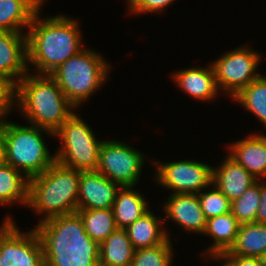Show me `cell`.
I'll return each instance as SVG.
<instances>
[{"instance_id":"cell-21","label":"cell","mask_w":266,"mask_h":266,"mask_svg":"<svg viewBox=\"0 0 266 266\" xmlns=\"http://www.w3.org/2000/svg\"><path fill=\"white\" fill-rule=\"evenodd\" d=\"M133 188L120 187L116 194L112 212L117 228L125 229L150 209L145 197Z\"/></svg>"},{"instance_id":"cell-13","label":"cell","mask_w":266,"mask_h":266,"mask_svg":"<svg viewBox=\"0 0 266 266\" xmlns=\"http://www.w3.org/2000/svg\"><path fill=\"white\" fill-rule=\"evenodd\" d=\"M29 70L26 32H0V76L17 85Z\"/></svg>"},{"instance_id":"cell-27","label":"cell","mask_w":266,"mask_h":266,"mask_svg":"<svg viewBox=\"0 0 266 266\" xmlns=\"http://www.w3.org/2000/svg\"><path fill=\"white\" fill-rule=\"evenodd\" d=\"M260 204V180L231 202L230 212L240 224L255 223Z\"/></svg>"},{"instance_id":"cell-23","label":"cell","mask_w":266,"mask_h":266,"mask_svg":"<svg viewBox=\"0 0 266 266\" xmlns=\"http://www.w3.org/2000/svg\"><path fill=\"white\" fill-rule=\"evenodd\" d=\"M266 252V224H240L234 245L222 255L259 258Z\"/></svg>"},{"instance_id":"cell-8","label":"cell","mask_w":266,"mask_h":266,"mask_svg":"<svg viewBox=\"0 0 266 266\" xmlns=\"http://www.w3.org/2000/svg\"><path fill=\"white\" fill-rule=\"evenodd\" d=\"M260 57L261 54L257 51L241 46L212 61L218 89L222 88L233 98L241 89L261 76L256 72L262 60Z\"/></svg>"},{"instance_id":"cell-10","label":"cell","mask_w":266,"mask_h":266,"mask_svg":"<svg viewBox=\"0 0 266 266\" xmlns=\"http://www.w3.org/2000/svg\"><path fill=\"white\" fill-rule=\"evenodd\" d=\"M0 266H45L41 240L33 228L20 232L12 217L0 226Z\"/></svg>"},{"instance_id":"cell-20","label":"cell","mask_w":266,"mask_h":266,"mask_svg":"<svg viewBox=\"0 0 266 266\" xmlns=\"http://www.w3.org/2000/svg\"><path fill=\"white\" fill-rule=\"evenodd\" d=\"M161 216H155L150 209L125 228L127 236L135 249L162 244L169 233L163 228ZM162 225V226H161Z\"/></svg>"},{"instance_id":"cell-31","label":"cell","mask_w":266,"mask_h":266,"mask_svg":"<svg viewBox=\"0 0 266 266\" xmlns=\"http://www.w3.org/2000/svg\"><path fill=\"white\" fill-rule=\"evenodd\" d=\"M173 1L175 0H127V5L131 14L159 13Z\"/></svg>"},{"instance_id":"cell-36","label":"cell","mask_w":266,"mask_h":266,"mask_svg":"<svg viewBox=\"0 0 266 266\" xmlns=\"http://www.w3.org/2000/svg\"><path fill=\"white\" fill-rule=\"evenodd\" d=\"M220 266H229V265L224 261V263H222V265Z\"/></svg>"},{"instance_id":"cell-15","label":"cell","mask_w":266,"mask_h":266,"mask_svg":"<svg viewBox=\"0 0 266 266\" xmlns=\"http://www.w3.org/2000/svg\"><path fill=\"white\" fill-rule=\"evenodd\" d=\"M229 156L254 178L266 177V135L253 134L230 144Z\"/></svg>"},{"instance_id":"cell-3","label":"cell","mask_w":266,"mask_h":266,"mask_svg":"<svg viewBox=\"0 0 266 266\" xmlns=\"http://www.w3.org/2000/svg\"><path fill=\"white\" fill-rule=\"evenodd\" d=\"M16 106L30 125L53 133L77 110L50 75L29 73L17 83Z\"/></svg>"},{"instance_id":"cell-6","label":"cell","mask_w":266,"mask_h":266,"mask_svg":"<svg viewBox=\"0 0 266 266\" xmlns=\"http://www.w3.org/2000/svg\"><path fill=\"white\" fill-rule=\"evenodd\" d=\"M110 67L98 52L84 48L49 75L77 108L107 81Z\"/></svg>"},{"instance_id":"cell-17","label":"cell","mask_w":266,"mask_h":266,"mask_svg":"<svg viewBox=\"0 0 266 266\" xmlns=\"http://www.w3.org/2000/svg\"><path fill=\"white\" fill-rule=\"evenodd\" d=\"M173 80L186 94L205 102L217 97L218 86L212 64L209 67H190L173 73Z\"/></svg>"},{"instance_id":"cell-7","label":"cell","mask_w":266,"mask_h":266,"mask_svg":"<svg viewBox=\"0 0 266 266\" xmlns=\"http://www.w3.org/2000/svg\"><path fill=\"white\" fill-rule=\"evenodd\" d=\"M62 146L55 153L56 161L78 171H96L99 164V150L103 141L79 117L73 113L55 132Z\"/></svg>"},{"instance_id":"cell-1","label":"cell","mask_w":266,"mask_h":266,"mask_svg":"<svg viewBox=\"0 0 266 266\" xmlns=\"http://www.w3.org/2000/svg\"><path fill=\"white\" fill-rule=\"evenodd\" d=\"M39 9L27 30L28 64L37 75H49L68 58L84 49L79 25L64 15L40 18Z\"/></svg>"},{"instance_id":"cell-25","label":"cell","mask_w":266,"mask_h":266,"mask_svg":"<svg viewBox=\"0 0 266 266\" xmlns=\"http://www.w3.org/2000/svg\"><path fill=\"white\" fill-rule=\"evenodd\" d=\"M86 233L100 245L116 229L112 209H77Z\"/></svg>"},{"instance_id":"cell-30","label":"cell","mask_w":266,"mask_h":266,"mask_svg":"<svg viewBox=\"0 0 266 266\" xmlns=\"http://www.w3.org/2000/svg\"><path fill=\"white\" fill-rule=\"evenodd\" d=\"M17 85L5 76H0V122L16 105Z\"/></svg>"},{"instance_id":"cell-14","label":"cell","mask_w":266,"mask_h":266,"mask_svg":"<svg viewBox=\"0 0 266 266\" xmlns=\"http://www.w3.org/2000/svg\"><path fill=\"white\" fill-rule=\"evenodd\" d=\"M164 204V220L171 219L186 231L203 235L207 219L201 209L198 194L172 193Z\"/></svg>"},{"instance_id":"cell-32","label":"cell","mask_w":266,"mask_h":266,"mask_svg":"<svg viewBox=\"0 0 266 266\" xmlns=\"http://www.w3.org/2000/svg\"><path fill=\"white\" fill-rule=\"evenodd\" d=\"M210 259L224 260L229 266H262L259 258L241 257L238 255H221L220 257H209Z\"/></svg>"},{"instance_id":"cell-26","label":"cell","mask_w":266,"mask_h":266,"mask_svg":"<svg viewBox=\"0 0 266 266\" xmlns=\"http://www.w3.org/2000/svg\"><path fill=\"white\" fill-rule=\"evenodd\" d=\"M266 126V77L261 75L233 98Z\"/></svg>"},{"instance_id":"cell-16","label":"cell","mask_w":266,"mask_h":266,"mask_svg":"<svg viewBox=\"0 0 266 266\" xmlns=\"http://www.w3.org/2000/svg\"><path fill=\"white\" fill-rule=\"evenodd\" d=\"M219 167H213L212 184L215 185L230 202L238 199L257 179L229 155Z\"/></svg>"},{"instance_id":"cell-12","label":"cell","mask_w":266,"mask_h":266,"mask_svg":"<svg viewBox=\"0 0 266 266\" xmlns=\"http://www.w3.org/2000/svg\"><path fill=\"white\" fill-rule=\"evenodd\" d=\"M120 185L96 171H80L77 209H112Z\"/></svg>"},{"instance_id":"cell-11","label":"cell","mask_w":266,"mask_h":266,"mask_svg":"<svg viewBox=\"0 0 266 266\" xmlns=\"http://www.w3.org/2000/svg\"><path fill=\"white\" fill-rule=\"evenodd\" d=\"M155 165L158 170L154 179L174 194H198L212 186L213 167L205 163L187 159L169 163L155 161Z\"/></svg>"},{"instance_id":"cell-22","label":"cell","mask_w":266,"mask_h":266,"mask_svg":"<svg viewBox=\"0 0 266 266\" xmlns=\"http://www.w3.org/2000/svg\"><path fill=\"white\" fill-rule=\"evenodd\" d=\"M135 250L125 229L117 228L99 245V266H131Z\"/></svg>"},{"instance_id":"cell-2","label":"cell","mask_w":266,"mask_h":266,"mask_svg":"<svg viewBox=\"0 0 266 266\" xmlns=\"http://www.w3.org/2000/svg\"><path fill=\"white\" fill-rule=\"evenodd\" d=\"M45 266H99V245L85 231L80 215H61L38 222Z\"/></svg>"},{"instance_id":"cell-24","label":"cell","mask_w":266,"mask_h":266,"mask_svg":"<svg viewBox=\"0 0 266 266\" xmlns=\"http://www.w3.org/2000/svg\"><path fill=\"white\" fill-rule=\"evenodd\" d=\"M29 179L4 162L0 165V205L28 204Z\"/></svg>"},{"instance_id":"cell-18","label":"cell","mask_w":266,"mask_h":266,"mask_svg":"<svg viewBox=\"0 0 266 266\" xmlns=\"http://www.w3.org/2000/svg\"><path fill=\"white\" fill-rule=\"evenodd\" d=\"M239 227L240 223L231 212L208 219L203 235L210 236L215 242L204 252L206 258L220 257L228 252L236 241Z\"/></svg>"},{"instance_id":"cell-34","label":"cell","mask_w":266,"mask_h":266,"mask_svg":"<svg viewBox=\"0 0 266 266\" xmlns=\"http://www.w3.org/2000/svg\"><path fill=\"white\" fill-rule=\"evenodd\" d=\"M5 162V154H4V140L2 134V127L0 124V165Z\"/></svg>"},{"instance_id":"cell-5","label":"cell","mask_w":266,"mask_h":266,"mask_svg":"<svg viewBox=\"0 0 266 266\" xmlns=\"http://www.w3.org/2000/svg\"><path fill=\"white\" fill-rule=\"evenodd\" d=\"M4 140L5 162L19 170L28 179L40 175L55 161L50 154L42 133L55 136V133L37 126H23L15 122H0Z\"/></svg>"},{"instance_id":"cell-35","label":"cell","mask_w":266,"mask_h":266,"mask_svg":"<svg viewBox=\"0 0 266 266\" xmlns=\"http://www.w3.org/2000/svg\"><path fill=\"white\" fill-rule=\"evenodd\" d=\"M262 266H266V252L259 257Z\"/></svg>"},{"instance_id":"cell-19","label":"cell","mask_w":266,"mask_h":266,"mask_svg":"<svg viewBox=\"0 0 266 266\" xmlns=\"http://www.w3.org/2000/svg\"><path fill=\"white\" fill-rule=\"evenodd\" d=\"M42 4L41 0H0V32H23L22 27L29 28Z\"/></svg>"},{"instance_id":"cell-33","label":"cell","mask_w":266,"mask_h":266,"mask_svg":"<svg viewBox=\"0 0 266 266\" xmlns=\"http://www.w3.org/2000/svg\"><path fill=\"white\" fill-rule=\"evenodd\" d=\"M256 223L266 224V182H260V204Z\"/></svg>"},{"instance_id":"cell-28","label":"cell","mask_w":266,"mask_h":266,"mask_svg":"<svg viewBox=\"0 0 266 266\" xmlns=\"http://www.w3.org/2000/svg\"><path fill=\"white\" fill-rule=\"evenodd\" d=\"M172 242L168 237L162 244L135 250L131 266H171Z\"/></svg>"},{"instance_id":"cell-29","label":"cell","mask_w":266,"mask_h":266,"mask_svg":"<svg viewBox=\"0 0 266 266\" xmlns=\"http://www.w3.org/2000/svg\"><path fill=\"white\" fill-rule=\"evenodd\" d=\"M212 190L198 193L201 209L206 219L217 217L230 212L231 202L229 199L215 186Z\"/></svg>"},{"instance_id":"cell-4","label":"cell","mask_w":266,"mask_h":266,"mask_svg":"<svg viewBox=\"0 0 266 266\" xmlns=\"http://www.w3.org/2000/svg\"><path fill=\"white\" fill-rule=\"evenodd\" d=\"M80 171L55 161L40 175L29 179L28 204L49 218L77 212Z\"/></svg>"},{"instance_id":"cell-9","label":"cell","mask_w":266,"mask_h":266,"mask_svg":"<svg viewBox=\"0 0 266 266\" xmlns=\"http://www.w3.org/2000/svg\"><path fill=\"white\" fill-rule=\"evenodd\" d=\"M142 152L118 140H103L97 171L121 187H135L144 165Z\"/></svg>"}]
</instances>
